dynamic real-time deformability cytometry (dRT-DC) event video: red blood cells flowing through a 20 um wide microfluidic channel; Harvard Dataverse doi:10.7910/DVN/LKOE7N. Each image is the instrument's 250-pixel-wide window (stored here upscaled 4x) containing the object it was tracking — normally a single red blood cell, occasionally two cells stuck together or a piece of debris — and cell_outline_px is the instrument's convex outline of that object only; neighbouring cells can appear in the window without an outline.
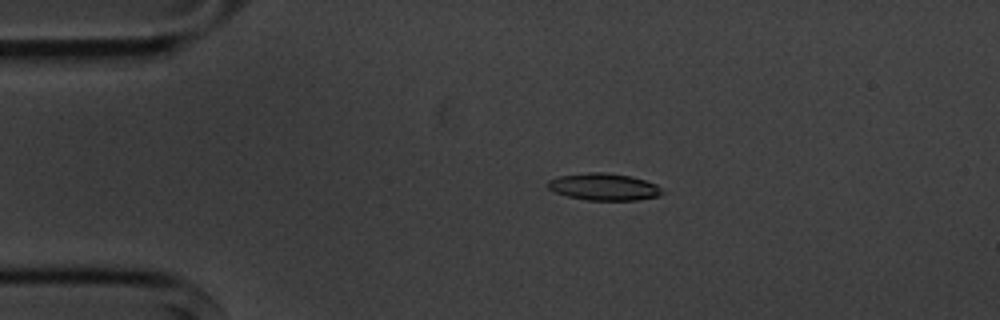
{"species": "common noctule bat (a hibernating species)", "species_latin": "Nyctalus noctula", "temperature_condition": "cold", "stored_images_in_passage": 5, "camera_frame_rate_fps": 3000, "um_per_image_px": 0.085, "animal": {"sex": "male", "body_mass_g": 20.1, "forearm_length_mm": 53.5}, "frame": {"image": 1, "passage_image": 4, "time_ms": 3.333, "image_size_px": [1000, 320], "cell_outline_px": [[668, 192], [660, 196], [636, 200], [588, 200], [568, 196], [556, 192], [548, 188], [544, 184], [548, 180], [560, 176], [588, 172], [600, 172], [632, 176], [656, 184]], "centroid_in_image_um": [51.37, 15.88], "position_along_channel_um": 33.6, "area_um2": 18.15}}